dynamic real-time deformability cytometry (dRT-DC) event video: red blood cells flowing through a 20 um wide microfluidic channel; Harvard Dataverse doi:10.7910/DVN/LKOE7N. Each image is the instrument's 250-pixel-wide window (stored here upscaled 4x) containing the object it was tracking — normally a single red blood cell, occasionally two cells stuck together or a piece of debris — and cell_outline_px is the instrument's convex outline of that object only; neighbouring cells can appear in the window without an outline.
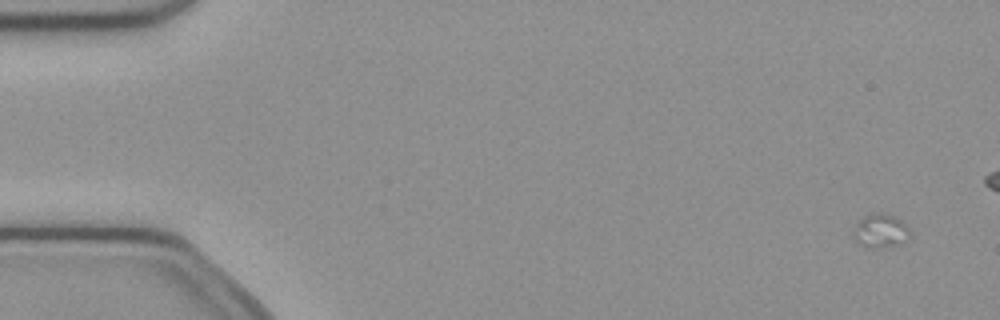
{"species": "common noctule bat (a hibernating species)", "species_latin": "Nyctalus noctula", "temperature_condition": "cold", "stored_images_in_passage": 39, "camera_frame_rate_fps": 3000, "um_per_image_px": 0.085, "animal": {"sex": "female", "body_mass_g": 21.9}, "frame": {"image": 1, "passage_image": 1, "time_ms": 0.0, "image_size_px": [1000, 320], "cell_outline_px": [[912, 236], [908, 240], [900, 244], [876, 248], [864, 248], [856, 244], [852, 236], [856, 224], [864, 216], [872, 212], [880, 212], [892, 216], [900, 220], [912, 232]], "centroid_in_image_um": [74.83, 19.65], "position_along_channel_um": 10.2, "area_um2": 11.44}}